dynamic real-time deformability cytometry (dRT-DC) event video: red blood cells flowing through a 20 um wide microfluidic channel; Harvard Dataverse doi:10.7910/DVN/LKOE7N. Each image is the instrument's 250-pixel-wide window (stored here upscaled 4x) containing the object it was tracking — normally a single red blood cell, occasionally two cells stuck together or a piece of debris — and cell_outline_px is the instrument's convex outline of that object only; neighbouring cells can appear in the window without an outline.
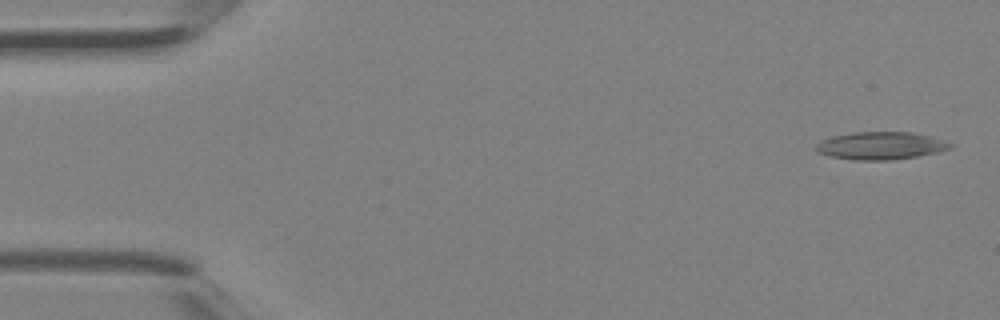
{"species": "Egyptian fruit bat (a non-hibernating species)", "species_latin": "Rousettus aegyptiacus", "temperature_condition": "room temperature", "stored_images_in_passage": 5, "segment_of_instrument_passage": [2, 2], "camera_frame_rate_fps": 3000, "um_per_image_px": 0.085, "animal": {"sex": "female"}, "frame": {"image": 1, "passage_image": 5, "time_ms": 1.333, "image_size_px": [1000, 320], "cell_outline_px": [[956, 144], [952, 148], [936, 152], [916, 156], [892, 160], [852, 160], [828, 156], [816, 152], [816, 144], [832, 136], [852, 132], [908, 132], [928, 136], [944, 140]], "centroid_in_image_um": [74.85, 12.39], "position_along_channel_um": 10.1, "area_um2": 21.62}}